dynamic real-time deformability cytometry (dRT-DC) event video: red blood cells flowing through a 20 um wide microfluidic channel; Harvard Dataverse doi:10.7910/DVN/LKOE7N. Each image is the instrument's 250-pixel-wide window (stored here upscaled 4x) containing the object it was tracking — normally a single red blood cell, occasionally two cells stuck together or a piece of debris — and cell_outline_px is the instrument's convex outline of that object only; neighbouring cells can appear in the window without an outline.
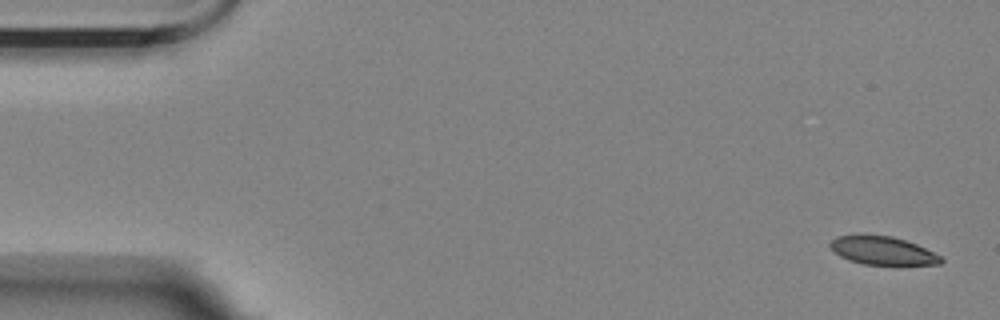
{"species": "Egyptian fruit bat (a non-hibernating species)", "species_latin": "Rousettus aegyptiacus", "temperature_condition": "room temperature", "stored_images_in_passage": 5, "camera_frame_rate_fps": 3000, "um_per_image_px": 0.085, "animal": {"sex": "female"}, "frame": {"image": 1, "passage_image": 1, "time_ms": 0.0, "image_size_px": [1000, 320], "cell_outline_px": [[944, 260], [940, 264], [864, 264], [848, 260], [840, 256], [828, 244], [836, 236], [892, 236], [916, 244], [940, 256]], "centroid_in_image_um": [75.02, 21.31], "position_along_channel_um": 10.0, "area_um2": 17.63}}
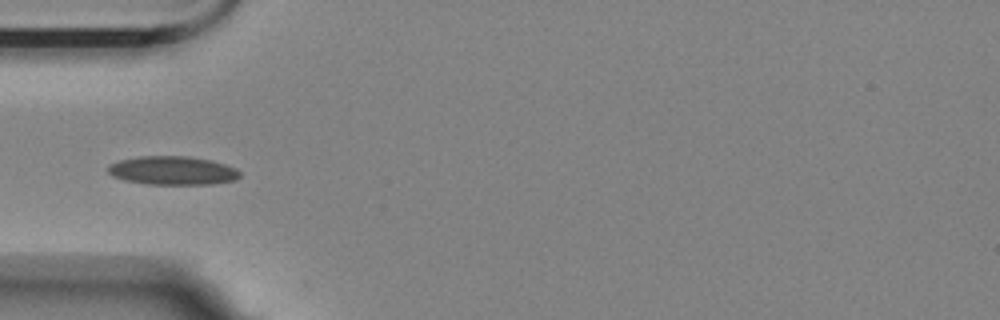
{"frame": {"image": 2, "passage_image": 5, "time_ms": 5.333, "image_size_px": [1000, 320], "cell_outline_px": [[240, 176], [236, 180], [212, 184], [148, 184], [124, 180], [112, 176], [108, 172], [108, 164], [120, 160], [140, 156], [188, 156], [212, 160], [236, 168], [240, 172]], "centroid_in_image_um": [14.67, 14.49], "position_along_channel_um": 70.3, "area_um2": 22.08}}